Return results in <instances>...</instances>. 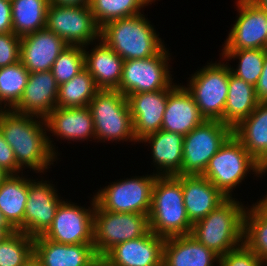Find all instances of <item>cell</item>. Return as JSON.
Here are the masks:
<instances>
[{"mask_svg": "<svg viewBox=\"0 0 267 266\" xmlns=\"http://www.w3.org/2000/svg\"><path fill=\"white\" fill-rule=\"evenodd\" d=\"M255 87L233 75L229 66V89L223 115V124L235 128L258 105Z\"/></svg>", "mask_w": 267, "mask_h": 266, "instance_id": "f1b7e54d", "label": "cell"}, {"mask_svg": "<svg viewBox=\"0 0 267 266\" xmlns=\"http://www.w3.org/2000/svg\"><path fill=\"white\" fill-rule=\"evenodd\" d=\"M204 120L193 96L185 86L173 83L169 87L161 129L185 136Z\"/></svg>", "mask_w": 267, "mask_h": 266, "instance_id": "44dd1931", "label": "cell"}, {"mask_svg": "<svg viewBox=\"0 0 267 266\" xmlns=\"http://www.w3.org/2000/svg\"><path fill=\"white\" fill-rule=\"evenodd\" d=\"M149 230L148 215L115 213L103 210L96 203L94 209L93 246L100 259L115 245L140 238Z\"/></svg>", "mask_w": 267, "mask_h": 266, "instance_id": "ba28073f", "label": "cell"}, {"mask_svg": "<svg viewBox=\"0 0 267 266\" xmlns=\"http://www.w3.org/2000/svg\"><path fill=\"white\" fill-rule=\"evenodd\" d=\"M233 134L220 120H204L184 136L182 175H202L209 160Z\"/></svg>", "mask_w": 267, "mask_h": 266, "instance_id": "9c48e42d", "label": "cell"}, {"mask_svg": "<svg viewBox=\"0 0 267 266\" xmlns=\"http://www.w3.org/2000/svg\"><path fill=\"white\" fill-rule=\"evenodd\" d=\"M227 198L206 217L192 224L190 235L219 257L243 244L246 206Z\"/></svg>", "mask_w": 267, "mask_h": 266, "instance_id": "7a4b0ae2", "label": "cell"}, {"mask_svg": "<svg viewBox=\"0 0 267 266\" xmlns=\"http://www.w3.org/2000/svg\"><path fill=\"white\" fill-rule=\"evenodd\" d=\"M184 206L193 224L223 203L227 197L202 175H182Z\"/></svg>", "mask_w": 267, "mask_h": 266, "instance_id": "603a6c76", "label": "cell"}, {"mask_svg": "<svg viewBox=\"0 0 267 266\" xmlns=\"http://www.w3.org/2000/svg\"><path fill=\"white\" fill-rule=\"evenodd\" d=\"M45 28L58 35L68 45H93V42L100 39V27L89 5L49 4Z\"/></svg>", "mask_w": 267, "mask_h": 266, "instance_id": "7c38bea8", "label": "cell"}, {"mask_svg": "<svg viewBox=\"0 0 267 266\" xmlns=\"http://www.w3.org/2000/svg\"><path fill=\"white\" fill-rule=\"evenodd\" d=\"M17 231L16 229H1L0 228V242L8 237L10 234Z\"/></svg>", "mask_w": 267, "mask_h": 266, "instance_id": "7dc6e473", "label": "cell"}, {"mask_svg": "<svg viewBox=\"0 0 267 266\" xmlns=\"http://www.w3.org/2000/svg\"><path fill=\"white\" fill-rule=\"evenodd\" d=\"M168 51L164 47L158 54L145 59L124 60L120 84L116 90L128 96L168 89L173 84Z\"/></svg>", "mask_w": 267, "mask_h": 266, "instance_id": "30bf717a", "label": "cell"}, {"mask_svg": "<svg viewBox=\"0 0 267 266\" xmlns=\"http://www.w3.org/2000/svg\"><path fill=\"white\" fill-rule=\"evenodd\" d=\"M233 135L263 167L267 168V102H259L255 110L235 128Z\"/></svg>", "mask_w": 267, "mask_h": 266, "instance_id": "4316f807", "label": "cell"}, {"mask_svg": "<svg viewBox=\"0 0 267 266\" xmlns=\"http://www.w3.org/2000/svg\"><path fill=\"white\" fill-rule=\"evenodd\" d=\"M49 0H11L12 29L19 37L45 29Z\"/></svg>", "mask_w": 267, "mask_h": 266, "instance_id": "f546056e", "label": "cell"}, {"mask_svg": "<svg viewBox=\"0 0 267 266\" xmlns=\"http://www.w3.org/2000/svg\"><path fill=\"white\" fill-rule=\"evenodd\" d=\"M243 243L267 263V223L251 207L244 215Z\"/></svg>", "mask_w": 267, "mask_h": 266, "instance_id": "d590c367", "label": "cell"}, {"mask_svg": "<svg viewBox=\"0 0 267 266\" xmlns=\"http://www.w3.org/2000/svg\"><path fill=\"white\" fill-rule=\"evenodd\" d=\"M58 89L51 70L29 73L23 95L11 110L45 118L57 107Z\"/></svg>", "mask_w": 267, "mask_h": 266, "instance_id": "ffe728a7", "label": "cell"}, {"mask_svg": "<svg viewBox=\"0 0 267 266\" xmlns=\"http://www.w3.org/2000/svg\"><path fill=\"white\" fill-rule=\"evenodd\" d=\"M267 223V203L260 199L250 206Z\"/></svg>", "mask_w": 267, "mask_h": 266, "instance_id": "7bdbcfd3", "label": "cell"}, {"mask_svg": "<svg viewBox=\"0 0 267 266\" xmlns=\"http://www.w3.org/2000/svg\"><path fill=\"white\" fill-rule=\"evenodd\" d=\"M157 175L135 176L112 182L94 195L103 209L115 213L149 214L152 188Z\"/></svg>", "mask_w": 267, "mask_h": 266, "instance_id": "8fae6325", "label": "cell"}, {"mask_svg": "<svg viewBox=\"0 0 267 266\" xmlns=\"http://www.w3.org/2000/svg\"><path fill=\"white\" fill-rule=\"evenodd\" d=\"M149 229L168 238L190 234V222L184 206L182 175L157 176L152 188Z\"/></svg>", "mask_w": 267, "mask_h": 266, "instance_id": "3957f363", "label": "cell"}, {"mask_svg": "<svg viewBox=\"0 0 267 266\" xmlns=\"http://www.w3.org/2000/svg\"><path fill=\"white\" fill-rule=\"evenodd\" d=\"M89 53L84 48L85 69L91 74L99 89L116 90L119 87L124 60L101 39Z\"/></svg>", "mask_w": 267, "mask_h": 266, "instance_id": "cb8c5ba5", "label": "cell"}, {"mask_svg": "<svg viewBox=\"0 0 267 266\" xmlns=\"http://www.w3.org/2000/svg\"><path fill=\"white\" fill-rule=\"evenodd\" d=\"M0 228L1 229H15L5 218L4 214L0 211Z\"/></svg>", "mask_w": 267, "mask_h": 266, "instance_id": "f6af8a7d", "label": "cell"}, {"mask_svg": "<svg viewBox=\"0 0 267 266\" xmlns=\"http://www.w3.org/2000/svg\"><path fill=\"white\" fill-rule=\"evenodd\" d=\"M219 256L190 234L165 238L163 266H215Z\"/></svg>", "mask_w": 267, "mask_h": 266, "instance_id": "484cf974", "label": "cell"}, {"mask_svg": "<svg viewBox=\"0 0 267 266\" xmlns=\"http://www.w3.org/2000/svg\"><path fill=\"white\" fill-rule=\"evenodd\" d=\"M0 33H13L11 1L0 0Z\"/></svg>", "mask_w": 267, "mask_h": 266, "instance_id": "60d3db41", "label": "cell"}, {"mask_svg": "<svg viewBox=\"0 0 267 266\" xmlns=\"http://www.w3.org/2000/svg\"><path fill=\"white\" fill-rule=\"evenodd\" d=\"M238 18L222 50L267 49L266 11L251 0H237Z\"/></svg>", "mask_w": 267, "mask_h": 266, "instance_id": "5bb4252c", "label": "cell"}, {"mask_svg": "<svg viewBox=\"0 0 267 266\" xmlns=\"http://www.w3.org/2000/svg\"><path fill=\"white\" fill-rule=\"evenodd\" d=\"M34 238L15 231L0 242V266H23L33 255Z\"/></svg>", "mask_w": 267, "mask_h": 266, "instance_id": "e575fe53", "label": "cell"}, {"mask_svg": "<svg viewBox=\"0 0 267 266\" xmlns=\"http://www.w3.org/2000/svg\"><path fill=\"white\" fill-rule=\"evenodd\" d=\"M259 8L267 11V0H251Z\"/></svg>", "mask_w": 267, "mask_h": 266, "instance_id": "c3c4849f", "label": "cell"}, {"mask_svg": "<svg viewBox=\"0 0 267 266\" xmlns=\"http://www.w3.org/2000/svg\"><path fill=\"white\" fill-rule=\"evenodd\" d=\"M10 174L0 167V185Z\"/></svg>", "mask_w": 267, "mask_h": 266, "instance_id": "681fc988", "label": "cell"}, {"mask_svg": "<svg viewBox=\"0 0 267 266\" xmlns=\"http://www.w3.org/2000/svg\"><path fill=\"white\" fill-rule=\"evenodd\" d=\"M99 90L84 68L71 80L59 85L57 107H86Z\"/></svg>", "mask_w": 267, "mask_h": 266, "instance_id": "4dcf8cb0", "label": "cell"}, {"mask_svg": "<svg viewBox=\"0 0 267 266\" xmlns=\"http://www.w3.org/2000/svg\"><path fill=\"white\" fill-rule=\"evenodd\" d=\"M168 95L169 88L126 96L133 119L134 137L138 143L161 130Z\"/></svg>", "mask_w": 267, "mask_h": 266, "instance_id": "e0dca14e", "label": "cell"}, {"mask_svg": "<svg viewBox=\"0 0 267 266\" xmlns=\"http://www.w3.org/2000/svg\"><path fill=\"white\" fill-rule=\"evenodd\" d=\"M95 139L105 142H137L127 98L118 90L100 89L89 105Z\"/></svg>", "mask_w": 267, "mask_h": 266, "instance_id": "8992f818", "label": "cell"}, {"mask_svg": "<svg viewBox=\"0 0 267 266\" xmlns=\"http://www.w3.org/2000/svg\"><path fill=\"white\" fill-rule=\"evenodd\" d=\"M85 208L64 200L58 207L44 238L63 244H93L95 198Z\"/></svg>", "mask_w": 267, "mask_h": 266, "instance_id": "4fadbf2b", "label": "cell"}, {"mask_svg": "<svg viewBox=\"0 0 267 266\" xmlns=\"http://www.w3.org/2000/svg\"><path fill=\"white\" fill-rule=\"evenodd\" d=\"M47 131L68 141L95 140V128L89 107H56L45 117Z\"/></svg>", "mask_w": 267, "mask_h": 266, "instance_id": "7402d4cb", "label": "cell"}, {"mask_svg": "<svg viewBox=\"0 0 267 266\" xmlns=\"http://www.w3.org/2000/svg\"><path fill=\"white\" fill-rule=\"evenodd\" d=\"M23 266H42V265L40 261L33 254L29 257V259L24 263Z\"/></svg>", "mask_w": 267, "mask_h": 266, "instance_id": "bcb514c9", "label": "cell"}, {"mask_svg": "<svg viewBox=\"0 0 267 266\" xmlns=\"http://www.w3.org/2000/svg\"><path fill=\"white\" fill-rule=\"evenodd\" d=\"M154 29L141 13L105 23L100 27V39L123 60L145 59L165 47Z\"/></svg>", "mask_w": 267, "mask_h": 266, "instance_id": "277c9868", "label": "cell"}, {"mask_svg": "<svg viewBox=\"0 0 267 266\" xmlns=\"http://www.w3.org/2000/svg\"><path fill=\"white\" fill-rule=\"evenodd\" d=\"M256 177L264 175L263 168L232 134L209 160L202 176L208 179L227 198H231L233 188L248 176L249 171ZM248 172V173H247Z\"/></svg>", "mask_w": 267, "mask_h": 266, "instance_id": "5b68a950", "label": "cell"}, {"mask_svg": "<svg viewBox=\"0 0 267 266\" xmlns=\"http://www.w3.org/2000/svg\"><path fill=\"white\" fill-rule=\"evenodd\" d=\"M154 0H91L89 7L99 27L105 23L141 14Z\"/></svg>", "mask_w": 267, "mask_h": 266, "instance_id": "d6a6232c", "label": "cell"}, {"mask_svg": "<svg viewBox=\"0 0 267 266\" xmlns=\"http://www.w3.org/2000/svg\"><path fill=\"white\" fill-rule=\"evenodd\" d=\"M29 73L21 61L0 68V110H11L20 101Z\"/></svg>", "mask_w": 267, "mask_h": 266, "instance_id": "1f68e13d", "label": "cell"}, {"mask_svg": "<svg viewBox=\"0 0 267 266\" xmlns=\"http://www.w3.org/2000/svg\"><path fill=\"white\" fill-rule=\"evenodd\" d=\"M183 140V135L161 129L139 141L151 145V159L157 169L155 175H182Z\"/></svg>", "mask_w": 267, "mask_h": 266, "instance_id": "d4e9b609", "label": "cell"}, {"mask_svg": "<svg viewBox=\"0 0 267 266\" xmlns=\"http://www.w3.org/2000/svg\"><path fill=\"white\" fill-rule=\"evenodd\" d=\"M164 237L144 236L115 245L102 258L103 266H163Z\"/></svg>", "mask_w": 267, "mask_h": 266, "instance_id": "2e32d148", "label": "cell"}, {"mask_svg": "<svg viewBox=\"0 0 267 266\" xmlns=\"http://www.w3.org/2000/svg\"><path fill=\"white\" fill-rule=\"evenodd\" d=\"M228 62L208 63L191 75L185 87L193 96L200 114L205 120H220L223 115L229 89Z\"/></svg>", "mask_w": 267, "mask_h": 266, "instance_id": "52a82bcc", "label": "cell"}, {"mask_svg": "<svg viewBox=\"0 0 267 266\" xmlns=\"http://www.w3.org/2000/svg\"><path fill=\"white\" fill-rule=\"evenodd\" d=\"M266 27H267V11H266Z\"/></svg>", "mask_w": 267, "mask_h": 266, "instance_id": "816d5d0a", "label": "cell"}, {"mask_svg": "<svg viewBox=\"0 0 267 266\" xmlns=\"http://www.w3.org/2000/svg\"><path fill=\"white\" fill-rule=\"evenodd\" d=\"M0 167L9 174H19L23 171L16 162L13 149L5 141V138L0 130Z\"/></svg>", "mask_w": 267, "mask_h": 266, "instance_id": "ab89813d", "label": "cell"}, {"mask_svg": "<svg viewBox=\"0 0 267 266\" xmlns=\"http://www.w3.org/2000/svg\"><path fill=\"white\" fill-rule=\"evenodd\" d=\"M0 130L22 170L27 167L35 173H44L57 159L58 152L51 136H47L45 118L2 109Z\"/></svg>", "mask_w": 267, "mask_h": 266, "instance_id": "6da1fadb", "label": "cell"}, {"mask_svg": "<svg viewBox=\"0 0 267 266\" xmlns=\"http://www.w3.org/2000/svg\"><path fill=\"white\" fill-rule=\"evenodd\" d=\"M10 174L0 185V211L8 222L24 233V213L28 197L29 178Z\"/></svg>", "mask_w": 267, "mask_h": 266, "instance_id": "83f0119b", "label": "cell"}, {"mask_svg": "<svg viewBox=\"0 0 267 266\" xmlns=\"http://www.w3.org/2000/svg\"><path fill=\"white\" fill-rule=\"evenodd\" d=\"M33 254L42 266H97L101 259L93 244H63L44 238H34Z\"/></svg>", "mask_w": 267, "mask_h": 266, "instance_id": "ac0fdd59", "label": "cell"}, {"mask_svg": "<svg viewBox=\"0 0 267 266\" xmlns=\"http://www.w3.org/2000/svg\"><path fill=\"white\" fill-rule=\"evenodd\" d=\"M67 46L62 38L45 28L21 37L20 61L30 73L48 71Z\"/></svg>", "mask_w": 267, "mask_h": 266, "instance_id": "d6986e66", "label": "cell"}, {"mask_svg": "<svg viewBox=\"0 0 267 266\" xmlns=\"http://www.w3.org/2000/svg\"><path fill=\"white\" fill-rule=\"evenodd\" d=\"M50 4L64 5V6H86L91 0H49Z\"/></svg>", "mask_w": 267, "mask_h": 266, "instance_id": "ee69618b", "label": "cell"}, {"mask_svg": "<svg viewBox=\"0 0 267 266\" xmlns=\"http://www.w3.org/2000/svg\"><path fill=\"white\" fill-rule=\"evenodd\" d=\"M85 68L84 48L79 45H68L57 57L51 72L58 85L71 80Z\"/></svg>", "mask_w": 267, "mask_h": 266, "instance_id": "8d00e7d4", "label": "cell"}, {"mask_svg": "<svg viewBox=\"0 0 267 266\" xmlns=\"http://www.w3.org/2000/svg\"><path fill=\"white\" fill-rule=\"evenodd\" d=\"M266 53L267 49H242L222 50L220 55L224 61L239 59L236 69L234 67L231 68V65H229L231 73L243 79L246 83L255 86L262 73Z\"/></svg>", "mask_w": 267, "mask_h": 266, "instance_id": "836d02e7", "label": "cell"}, {"mask_svg": "<svg viewBox=\"0 0 267 266\" xmlns=\"http://www.w3.org/2000/svg\"><path fill=\"white\" fill-rule=\"evenodd\" d=\"M20 40L14 33H0V68L20 61Z\"/></svg>", "mask_w": 267, "mask_h": 266, "instance_id": "f35d334b", "label": "cell"}, {"mask_svg": "<svg viewBox=\"0 0 267 266\" xmlns=\"http://www.w3.org/2000/svg\"><path fill=\"white\" fill-rule=\"evenodd\" d=\"M265 196L262 199L267 203V194Z\"/></svg>", "mask_w": 267, "mask_h": 266, "instance_id": "f907efd6", "label": "cell"}, {"mask_svg": "<svg viewBox=\"0 0 267 266\" xmlns=\"http://www.w3.org/2000/svg\"><path fill=\"white\" fill-rule=\"evenodd\" d=\"M267 263L260 259L244 243L239 247L219 257L218 266H265Z\"/></svg>", "mask_w": 267, "mask_h": 266, "instance_id": "74e56055", "label": "cell"}, {"mask_svg": "<svg viewBox=\"0 0 267 266\" xmlns=\"http://www.w3.org/2000/svg\"><path fill=\"white\" fill-rule=\"evenodd\" d=\"M55 189L49 181L29 178L24 213L25 234L35 238L43 235L51 226L59 205L64 201Z\"/></svg>", "mask_w": 267, "mask_h": 266, "instance_id": "9a60e30c", "label": "cell"}, {"mask_svg": "<svg viewBox=\"0 0 267 266\" xmlns=\"http://www.w3.org/2000/svg\"><path fill=\"white\" fill-rule=\"evenodd\" d=\"M254 87L258 102H267V53L263 64L262 73Z\"/></svg>", "mask_w": 267, "mask_h": 266, "instance_id": "b9f144b4", "label": "cell"}]
</instances>
